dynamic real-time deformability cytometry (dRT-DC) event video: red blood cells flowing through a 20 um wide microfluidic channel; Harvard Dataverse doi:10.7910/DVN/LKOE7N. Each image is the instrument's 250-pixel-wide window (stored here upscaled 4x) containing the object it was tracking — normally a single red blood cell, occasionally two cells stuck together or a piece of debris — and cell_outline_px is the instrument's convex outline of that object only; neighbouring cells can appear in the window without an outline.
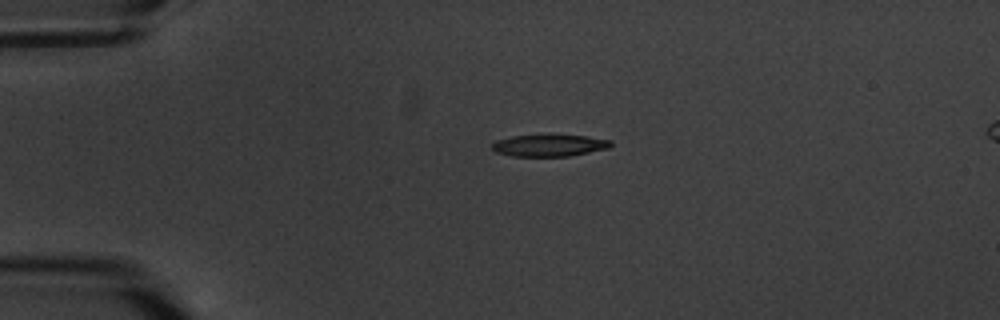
{"species": "common noctule bat (a hibernating species)", "species_latin": "Nyctalus noctula", "temperature_condition": "warm", "stored_images_in_passage": 3, "segment_of_instrument_passage": [1, 2], "camera_frame_rate_fps": 3000, "um_per_image_px": 0.085, "animal": {"sex": "male", "body_mass_g": 20.1, "forearm_length_mm": 53.5}, "frame": {"image": 1, "passage_image": 1, "time_ms": 0.0, "image_size_px": [1000, 320], "cell_outline_px": [[612, 144], [608, 148], [568, 156], [512, 156], [496, 152], [492, 148], [492, 144], [496, 140], [512, 136], [548, 132], [588, 136], [612, 140]], "centroid_in_image_um": [46.69, 12.31], "position_along_channel_um": 38.3, "area_um2": 15.84}}